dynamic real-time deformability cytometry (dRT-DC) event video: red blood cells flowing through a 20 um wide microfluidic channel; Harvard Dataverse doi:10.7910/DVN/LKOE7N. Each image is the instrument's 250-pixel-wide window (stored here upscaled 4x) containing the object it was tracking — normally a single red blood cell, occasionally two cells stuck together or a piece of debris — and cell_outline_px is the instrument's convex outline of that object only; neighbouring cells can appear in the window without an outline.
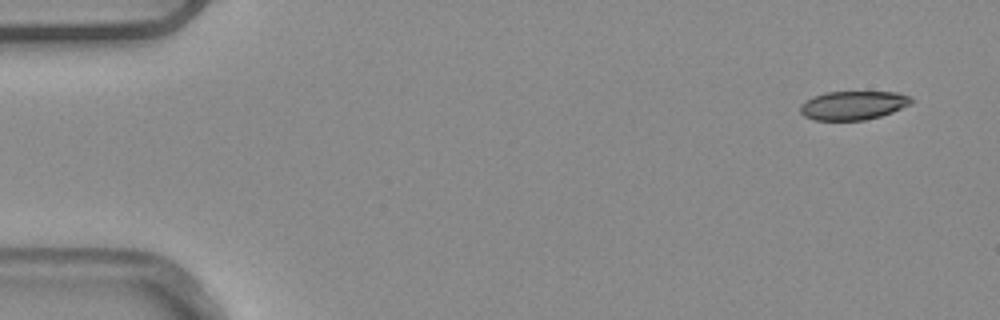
{"species": "common noctule bat (a hibernating species)", "species_latin": "Nyctalus noctula", "temperature_condition": "warm", "stored_images_in_passage": 6, "camera_frame_rate_fps": 3000, "um_per_image_px": 0.085, "animal": {"sex": "male", "body_mass_g": 20.4}, "frame": {"image": 1, "passage_image": 1, "time_ms": 0.0, "image_size_px": [1000, 320], "cell_outline_px": [[916, 100], [912, 104], [892, 112], [880, 116], [864, 120], [816, 120], [804, 116], [800, 112], [800, 104], [824, 92], [896, 92], [912, 96]], "centroid_in_image_um": [72.58, 8.95], "position_along_channel_um": 12.4, "area_um2": 18.67}}
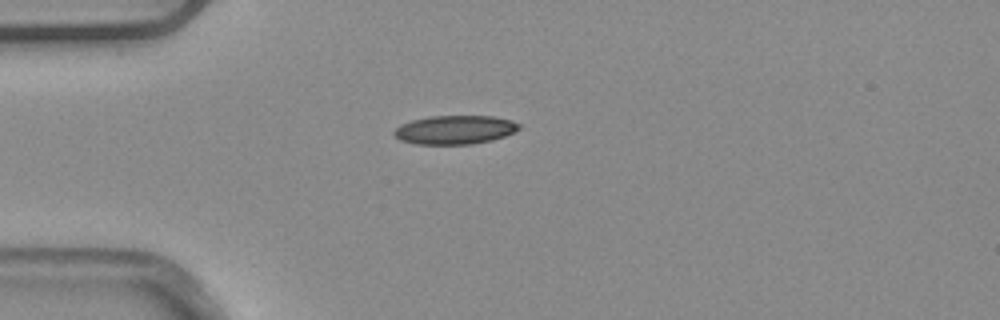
{"frame": {"image": 2, "passage_image": 4, "time_ms": 1.0, "image_size_px": [1000, 320], "cell_outline_px": [[520, 128], [504, 136], [492, 140], [472, 144], [416, 144], [400, 140], [392, 132], [400, 124], [412, 120], [432, 116], [492, 116], [512, 120], [520, 124]], "centroid_in_image_um": [38.65, 11.03], "position_along_channel_um": 46.3, "area_um2": 20.87}}